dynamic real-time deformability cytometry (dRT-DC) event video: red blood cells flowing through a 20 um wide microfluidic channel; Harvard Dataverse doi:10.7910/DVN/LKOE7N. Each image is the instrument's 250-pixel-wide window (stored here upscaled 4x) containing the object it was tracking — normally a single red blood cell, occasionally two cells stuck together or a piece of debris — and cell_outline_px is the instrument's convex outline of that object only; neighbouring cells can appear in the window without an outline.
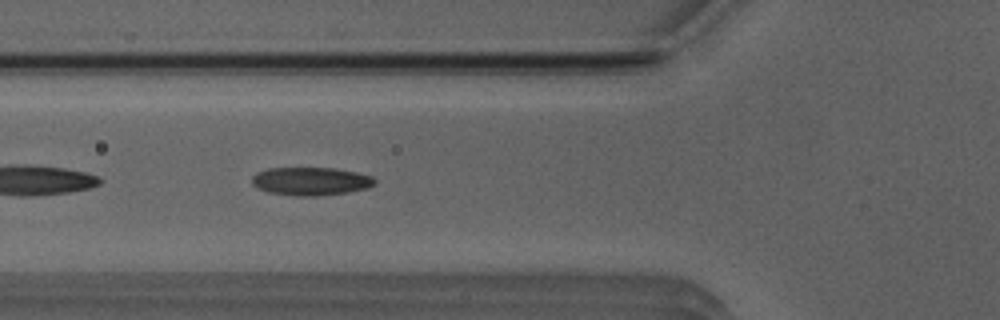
{"species": "Egyptian fruit bat (a non-hibernating species)", "species_latin": "Rousettus aegyptiacus", "temperature_condition": "room temperature", "stored_images_in_passage": 31, "camera_frame_rate_fps": 3000, "um_per_image_px": 0.085, "animal": {"sex": "male"}, "frame": {"image": 1, "passage_image": 12, "time_ms": 3.667, "image_size_px": [1000, 320], "cell_outline_px": [[376, 184], [368, 188], [348, 192], [316, 196], [296, 196], [268, 192], [256, 188], [252, 184], [252, 176], [256, 172], [268, 168], [336, 168], [356, 172], [372, 176], [376, 180]], "centroid_in_image_um": [26.41, 15.4], "position_along_channel_um": 99.4, "area_um2": 20.35}}
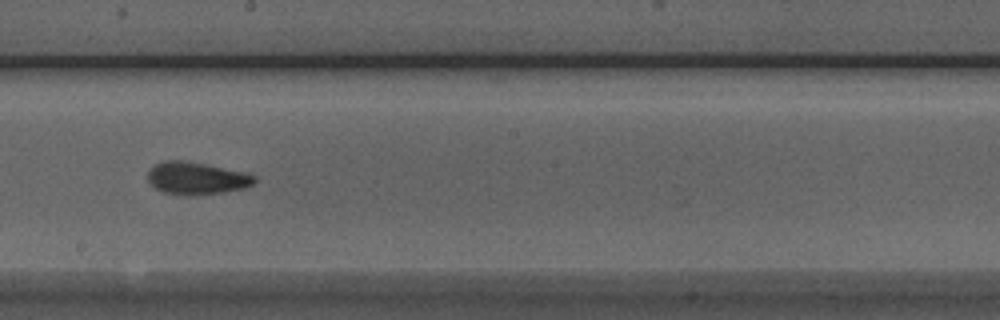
{"frame": {"image": 2, "passage_image": 22, "time_ms": 7.0, "image_size_px": [1000, 320], "cell_outline_px": [[256, 180], [252, 184], [244, 188], [224, 192], [188, 196], [160, 192], [148, 180], [148, 172], [156, 164], [164, 160], [180, 160], [204, 164], [244, 172], [256, 176]], "centroid_in_image_um": [16.69, 15.16], "position_along_channel_um": 231.5, "area_um2": 20.0}}
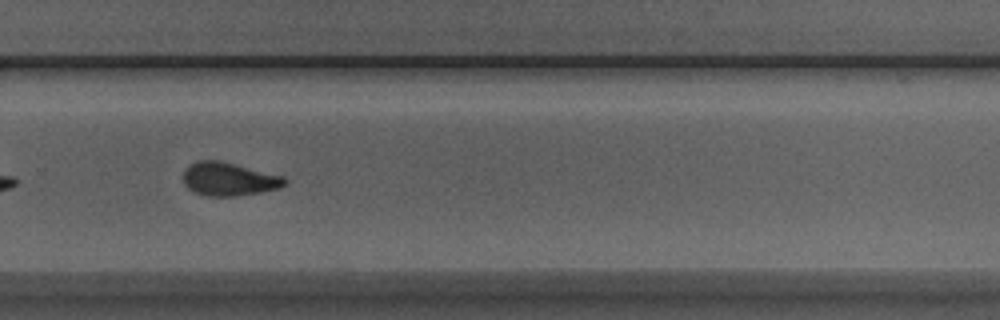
{"frame": {"image": 3, "passage_image": 28, "time_ms": 9.0, "image_size_px": [1000, 320], "cell_outline_px": [[288, 184], [280, 188], [260, 192], [236, 196], [208, 196], [196, 192], [188, 188], [184, 184], [184, 168], [188, 164], [196, 160], [216, 160], [284, 176], [288, 180]], "centroid_in_image_um": [19.46, 15.22], "position_along_channel_um": 310.3, "area_um2": 19.71}}